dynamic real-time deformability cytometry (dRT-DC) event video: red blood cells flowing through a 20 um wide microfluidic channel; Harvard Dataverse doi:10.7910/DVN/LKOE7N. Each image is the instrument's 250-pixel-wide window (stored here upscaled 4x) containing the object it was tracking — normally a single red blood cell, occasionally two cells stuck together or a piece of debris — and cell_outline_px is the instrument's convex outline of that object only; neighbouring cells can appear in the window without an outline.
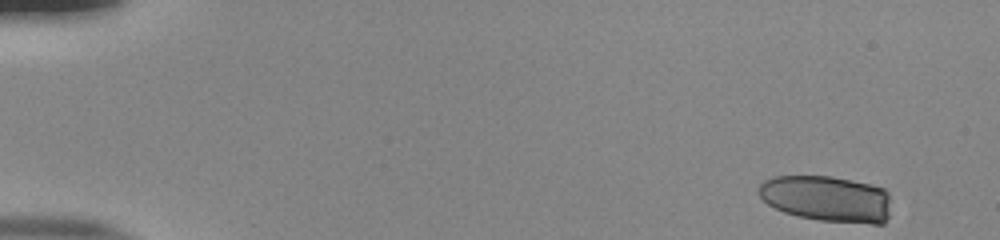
{"species": "human", "species_latin": "Homo sapiens", "temperature_condition": "room temperature", "stored_images_in_passage": 51, "camera_frame_rate_fps": 3000, "um_per_image_px": 0.085, "donor": {"sex": "male"}, "frame": {"image": 1, "passage_image": 1, "time_ms": 0.0, "image_size_px": [1000, 240], "cell_outline_px": [[888, 216], [884, 224], [872, 224], [820, 220], [800, 216], [784, 212], [768, 204], [756, 192], [760, 184], [764, 180], [776, 176], [828, 176], [872, 184], [884, 188], [888, 192]], "centroid_in_image_um": [70.28, 16.88], "position_along_channel_um": 14.7, "area_um2": 35.55}}
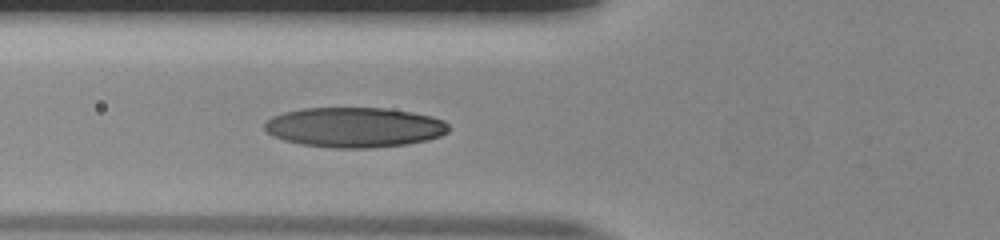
{"frame": {"image": 2, "passage_image": 19, "time_ms": 6.0, "image_size_px": [1000, 240], "cell_outline_px": [[448, 132], [440, 136], [428, 140], [408, 144], [372, 148], [332, 148], [304, 144], [284, 140], [272, 136], [264, 128], [264, 124], [272, 116], [284, 112], [304, 108], [384, 108], [412, 112], [432, 116], [444, 120], [448, 124]], "centroid_in_image_um": [30.15, 10.82], "position_along_channel_um": 95.7, "area_um2": 43.0}}
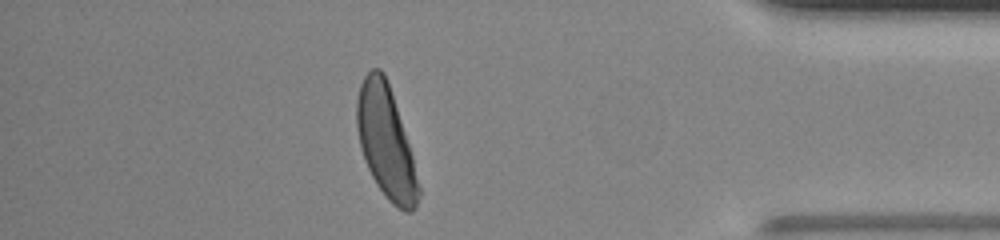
{"frame": {"image": 3, "passage_image": 45, "time_ms": 14.667, "image_size_px": [1000, 240], "cell_outline_px": [[420, 196], [416, 208], [412, 212], [404, 212], [396, 208], [388, 200], [376, 184], [368, 168], [360, 148], [356, 128], [356, 100], [360, 84], [364, 76], [372, 68], [380, 68], [384, 72], [412, 156], [420, 188]], "centroid_in_image_um": [32.78, 12.12], "position_along_channel_um": 402.4, "area_um2": 39.94}, "authors_computed_cell_mechanics": {"area_um2": 40.2866, "velocity_mm_per_s": 3.895, "shape_relaxation_time_tau1_ms": 3.2123, "shape_relaxation_time_tau2_ms": 0.8504, "deformation_change_tau1": 0.1796, "deformation_change_tau2": 0.06}}